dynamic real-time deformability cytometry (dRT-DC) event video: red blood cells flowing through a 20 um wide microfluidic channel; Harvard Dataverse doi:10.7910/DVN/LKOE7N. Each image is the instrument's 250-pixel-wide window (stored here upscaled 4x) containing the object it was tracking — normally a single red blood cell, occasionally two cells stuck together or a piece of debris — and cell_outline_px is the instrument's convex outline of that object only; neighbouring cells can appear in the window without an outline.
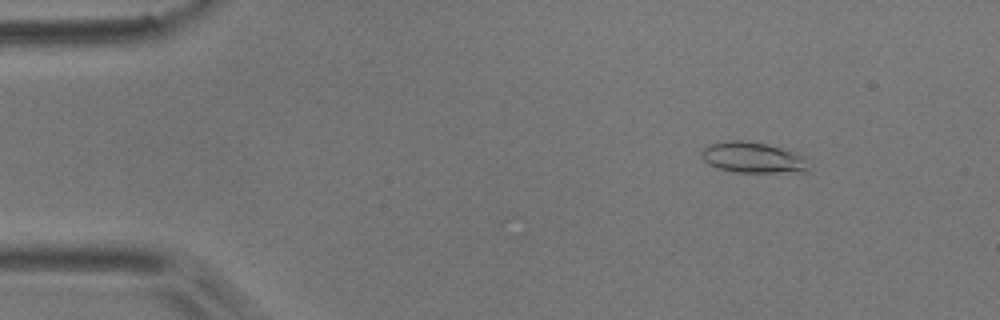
{"species": "common noctule bat (a hibernating species)", "species_latin": "Nyctalus noctula", "temperature_condition": "room temperature", "stored_images_in_passage": 9, "camera_frame_rate_fps": 3000, "um_per_image_px": 0.085, "animal": {"sex": "male", "body_mass_g": 17.9}, "frame": {"image": 1, "passage_image": 2, "time_ms": 0.333, "image_size_px": [1000, 320], "cell_outline_px": [[808, 172], [732, 172], [716, 168], [708, 164], [700, 156], [700, 152], [708, 144], [728, 140], [740, 140], [764, 144], [796, 152], [804, 160], [808, 168]], "centroid_in_image_um": [63.91, 13.4], "position_along_channel_um": 21.1, "area_um2": 19.13}}
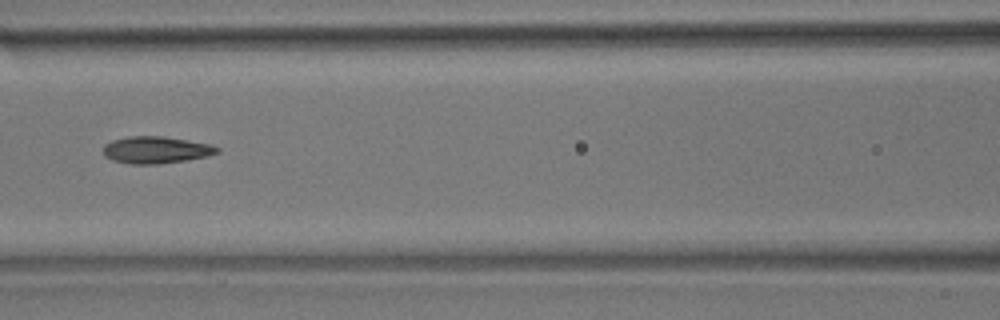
{"frame": {"image": 2, "passage_image": 6, "time_ms": 1.667, "image_size_px": [1000, 320], "cell_outline_px": [[220, 152], [208, 156], [188, 160], [156, 164], [132, 164], [112, 160], [104, 156], [104, 144], [112, 140], [128, 136], [164, 136], [208, 144], [220, 148]], "centroid_in_image_um": [13.25, 12.74], "position_along_channel_um": 153.3, "area_um2": 17.92}}
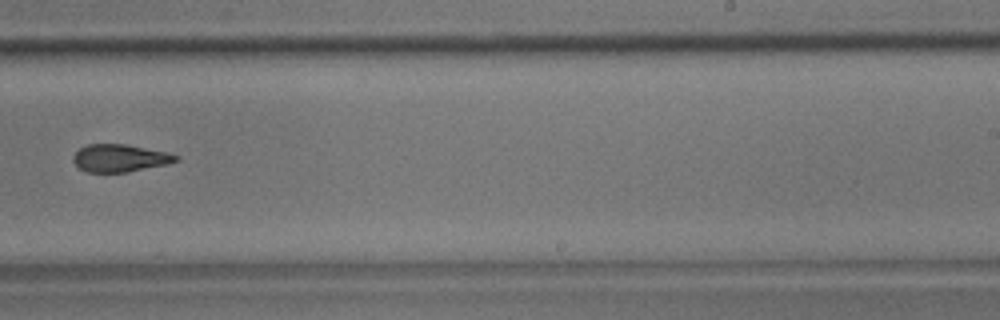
{"frame": {"image": 3, "passage_image": 9, "time_ms": 2.667, "image_size_px": [1000, 320], "cell_outline_px": [[180, 160], [168, 164], [128, 172], [88, 172], [80, 168], [72, 160], [72, 156], [80, 148], [88, 144], [124, 144], [168, 152], [180, 156]], "centroid_in_image_um": [10.22, 13.44], "position_along_channel_um": 278.8, "area_um2": 16.53}}